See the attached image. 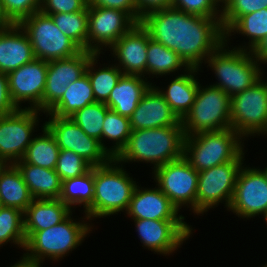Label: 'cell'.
<instances>
[{
	"mask_svg": "<svg viewBox=\"0 0 267 267\" xmlns=\"http://www.w3.org/2000/svg\"><path fill=\"white\" fill-rule=\"evenodd\" d=\"M18 109L10 95L8 75L0 71V116L12 114Z\"/></svg>",
	"mask_w": 267,
	"mask_h": 267,
	"instance_id": "44",
	"label": "cell"
},
{
	"mask_svg": "<svg viewBox=\"0 0 267 267\" xmlns=\"http://www.w3.org/2000/svg\"><path fill=\"white\" fill-rule=\"evenodd\" d=\"M242 152L235 160L198 172V189L196 195V214H202L209 208L226 202L229 208L238 172L243 164Z\"/></svg>",
	"mask_w": 267,
	"mask_h": 267,
	"instance_id": "10",
	"label": "cell"
},
{
	"mask_svg": "<svg viewBox=\"0 0 267 267\" xmlns=\"http://www.w3.org/2000/svg\"><path fill=\"white\" fill-rule=\"evenodd\" d=\"M36 109H18L0 116V157L10 164L22 160L33 138L32 132L38 122Z\"/></svg>",
	"mask_w": 267,
	"mask_h": 267,
	"instance_id": "13",
	"label": "cell"
},
{
	"mask_svg": "<svg viewBox=\"0 0 267 267\" xmlns=\"http://www.w3.org/2000/svg\"><path fill=\"white\" fill-rule=\"evenodd\" d=\"M15 25V23L7 15L2 0H0V30L8 29Z\"/></svg>",
	"mask_w": 267,
	"mask_h": 267,
	"instance_id": "47",
	"label": "cell"
},
{
	"mask_svg": "<svg viewBox=\"0 0 267 267\" xmlns=\"http://www.w3.org/2000/svg\"><path fill=\"white\" fill-rule=\"evenodd\" d=\"M136 24L137 22L125 11L88 7L87 51L100 54V50L103 49L101 47L105 45L104 47L110 48Z\"/></svg>",
	"mask_w": 267,
	"mask_h": 267,
	"instance_id": "14",
	"label": "cell"
},
{
	"mask_svg": "<svg viewBox=\"0 0 267 267\" xmlns=\"http://www.w3.org/2000/svg\"><path fill=\"white\" fill-rule=\"evenodd\" d=\"M24 212L10 207L0 209V246L7 242L24 248L26 235L24 231Z\"/></svg>",
	"mask_w": 267,
	"mask_h": 267,
	"instance_id": "37",
	"label": "cell"
},
{
	"mask_svg": "<svg viewBox=\"0 0 267 267\" xmlns=\"http://www.w3.org/2000/svg\"><path fill=\"white\" fill-rule=\"evenodd\" d=\"M11 267H40V263L24 254L22 260L18 261Z\"/></svg>",
	"mask_w": 267,
	"mask_h": 267,
	"instance_id": "48",
	"label": "cell"
},
{
	"mask_svg": "<svg viewBox=\"0 0 267 267\" xmlns=\"http://www.w3.org/2000/svg\"><path fill=\"white\" fill-rule=\"evenodd\" d=\"M264 218H265L266 223H267V212L265 213Z\"/></svg>",
	"mask_w": 267,
	"mask_h": 267,
	"instance_id": "51",
	"label": "cell"
},
{
	"mask_svg": "<svg viewBox=\"0 0 267 267\" xmlns=\"http://www.w3.org/2000/svg\"><path fill=\"white\" fill-rule=\"evenodd\" d=\"M108 106L102 102L89 104L76 111L69 118L74 121L88 136L100 141L102 148L109 154V149L102 143V130Z\"/></svg>",
	"mask_w": 267,
	"mask_h": 267,
	"instance_id": "34",
	"label": "cell"
},
{
	"mask_svg": "<svg viewBox=\"0 0 267 267\" xmlns=\"http://www.w3.org/2000/svg\"><path fill=\"white\" fill-rule=\"evenodd\" d=\"M86 6L85 0H42L40 11L47 15L71 13L82 11Z\"/></svg>",
	"mask_w": 267,
	"mask_h": 267,
	"instance_id": "42",
	"label": "cell"
},
{
	"mask_svg": "<svg viewBox=\"0 0 267 267\" xmlns=\"http://www.w3.org/2000/svg\"><path fill=\"white\" fill-rule=\"evenodd\" d=\"M92 166L71 150H60L57 159L55 171L61 178L65 180L84 175Z\"/></svg>",
	"mask_w": 267,
	"mask_h": 267,
	"instance_id": "39",
	"label": "cell"
},
{
	"mask_svg": "<svg viewBox=\"0 0 267 267\" xmlns=\"http://www.w3.org/2000/svg\"><path fill=\"white\" fill-rule=\"evenodd\" d=\"M130 118L121 116L113 110H108L104 119L102 140L116 141L114 148H109V155L114 159L126 147L131 135Z\"/></svg>",
	"mask_w": 267,
	"mask_h": 267,
	"instance_id": "36",
	"label": "cell"
},
{
	"mask_svg": "<svg viewBox=\"0 0 267 267\" xmlns=\"http://www.w3.org/2000/svg\"><path fill=\"white\" fill-rule=\"evenodd\" d=\"M47 67L48 62L35 58L7 74L11 98L19 109L22 101H29L28 109L43 111Z\"/></svg>",
	"mask_w": 267,
	"mask_h": 267,
	"instance_id": "16",
	"label": "cell"
},
{
	"mask_svg": "<svg viewBox=\"0 0 267 267\" xmlns=\"http://www.w3.org/2000/svg\"><path fill=\"white\" fill-rule=\"evenodd\" d=\"M166 126H182V124L164 97L155 86H151L143 95L136 110L130 117L131 130Z\"/></svg>",
	"mask_w": 267,
	"mask_h": 267,
	"instance_id": "20",
	"label": "cell"
},
{
	"mask_svg": "<svg viewBox=\"0 0 267 267\" xmlns=\"http://www.w3.org/2000/svg\"><path fill=\"white\" fill-rule=\"evenodd\" d=\"M249 37V51L267 37V8L241 16L226 32L225 39L236 32Z\"/></svg>",
	"mask_w": 267,
	"mask_h": 267,
	"instance_id": "35",
	"label": "cell"
},
{
	"mask_svg": "<svg viewBox=\"0 0 267 267\" xmlns=\"http://www.w3.org/2000/svg\"><path fill=\"white\" fill-rule=\"evenodd\" d=\"M241 139L232 128L185 136L183 156L196 171H204L235 160L243 152Z\"/></svg>",
	"mask_w": 267,
	"mask_h": 267,
	"instance_id": "5",
	"label": "cell"
},
{
	"mask_svg": "<svg viewBox=\"0 0 267 267\" xmlns=\"http://www.w3.org/2000/svg\"><path fill=\"white\" fill-rule=\"evenodd\" d=\"M141 243L160 254L173 253L191 235L192 229L183 220L133 219Z\"/></svg>",
	"mask_w": 267,
	"mask_h": 267,
	"instance_id": "18",
	"label": "cell"
},
{
	"mask_svg": "<svg viewBox=\"0 0 267 267\" xmlns=\"http://www.w3.org/2000/svg\"><path fill=\"white\" fill-rule=\"evenodd\" d=\"M221 26L224 33L243 15L267 8V0H224Z\"/></svg>",
	"mask_w": 267,
	"mask_h": 267,
	"instance_id": "38",
	"label": "cell"
},
{
	"mask_svg": "<svg viewBox=\"0 0 267 267\" xmlns=\"http://www.w3.org/2000/svg\"><path fill=\"white\" fill-rule=\"evenodd\" d=\"M35 59L31 42L19 24L0 30V71L8 74Z\"/></svg>",
	"mask_w": 267,
	"mask_h": 267,
	"instance_id": "22",
	"label": "cell"
},
{
	"mask_svg": "<svg viewBox=\"0 0 267 267\" xmlns=\"http://www.w3.org/2000/svg\"><path fill=\"white\" fill-rule=\"evenodd\" d=\"M71 210L60 199H33L24 211V231L37 232L61 223Z\"/></svg>",
	"mask_w": 267,
	"mask_h": 267,
	"instance_id": "24",
	"label": "cell"
},
{
	"mask_svg": "<svg viewBox=\"0 0 267 267\" xmlns=\"http://www.w3.org/2000/svg\"><path fill=\"white\" fill-rule=\"evenodd\" d=\"M198 70L197 68H188L185 70L187 74H181L172 80L166 91L155 87L180 121L186 116L195 102L199 82L194 78V73Z\"/></svg>",
	"mask_w": 267,
	"mask_h": 267,
	"instance_id": "26",
	"label": "cell"
},
{
	"mask_svg": "<svg viewBox=\"0 0 267 267\" xmlns=\"http://www.w3.org/2000/svg\"><path fill=\"white\" fill-rule=\"evenodd\" d=\"M243 168L238 172L229 209L242 218L264 216L267 212V178L260 169Z\"/></svg>",
	"mask_w": 267,
	"mask_h": 267,
	"instance_id": "15",
	"label": "cell"
},
{
	"mask_svg": "<svg viewBox=\"0 0 267 267\" xmlns=\"http://www.w3.org/2000/svg\"><path fill=\"white\" fill-rule=\"evenodd\" d=\"M198 87L195 102L181 120L185 136L231 128V97L221 88Z\"/></svg>",
	"mask_w": 267,
	"mask_h": 267,
	"instance_id": "6",
	"label": "cell"
},
{
	"mask_svg": "<svg viewBox=\"0 0 267 267\" xmlns=\"http://www.w3.org/2000/svg\"><path fill=\"white\" fill-rule=\"evenodd\" d=\"M150 36L137 23L129 32L121 36L111 47L114 57L118 58L119 66L125 75H138L144 78L147 63V45ZM122 66V69H121Z\"/></svg>",
	"mask_w": 267,
	"mask_h": 267,
	"instance_id": "19",
	"label": "cell"
},
{
	"mask_svg": "<svg viewBox=\"0 0 267 267\" xmlns=\"http://www.w3.org/2000/svg\"><path fill=\"white\" fill-rule=\"evenodd\" d=\"M14 165L20 171L23 181L33 199H59L62 180L55 169H46L19 160Z\"/></svg>",
	"mask_w": 267,
	"mask_h": 267,
	"instance_id": "25",
	"label": "cell"
},
{
	"mask_svg": "<svg viewBox=\"0 0 267 267\" xmlns=\"http://www.w3.org/2000/svg\"><path fill=\"white\" fill-rule=\"evenodd\" d=\"M225 39L206 59L208 66L215 72L219 83L212 86L221 88L230 97L253 86L263 73L260 63L254 58L251 51L243 46L226 50ZM225 48V49H224ZM251 54V55H250Z\"/></svg>",
	"mask_w": 267,
	"mask_h": 267,
	"instance_id": "4",
	"label": "cell"
},
{
	"mask_svg": "<svg viewBox=\"0 0 267 267\" xmlns=\"http://www.w3.org/2000/svg\"><path fill=\"white\" fill-rule=\"evenodd\" d=\"M19 25L27 34L37 59L49 62L69 58L82 51L55 25L50 15L41 11L25 18Z\"/></svg>",
	"mask_w": 267,
	"mask_h": 267,
	"instance_id": "8",
	"label": "cell"
},
{
	"mask_svg": "<svg viewBox=\"0 0 267 267\" xmlns=\"http://www.w3.org/2000/svg\"><path fill=\"white\" fill-rule=\"evenodd\" d=\"M42 127L43 135L32 139L22 160L46 169H55L60 149L50 131Z\"/></svg>",
	"mask_w": 267,
	"mask_h": 267,
	"instance_id": "29",
	"label": "cell"
},
{
	"mask_svg": "<svg viewBox=\"0 0 267 267\" xmlns=\"http://www.w3.org/2000/svg\"><path fill=\"white\" fill-rule=\"evenodd\" d=\"M183 126H166L131 131L126 147L115 157L116 161H144L154 169L183 156Z\"/></svg>",
	"mask_w": 267,
	"mask_h": 267,
	"instance_id": "2",
	"label": "cell"
},
{
	"mask_svg": "<svg viewBox=\"0 0 267 267\" xmlns=\"http://www.w3.org/2000/svg\"><path fill=\"white\" fill-rule=\"evenodd\" d=\"M94 54L92 51L82 50L72 57L48 62L43 93L44 113H47L61 99L70 83L86 73L89 60Z\"/></svg>",
	"mask_w": 267,
	"mask_h": 267,
	"instance_id": "17",
	"label": "cell"
},
{
	"mask_svg": "<svg viewBox=\"0 0 267 267\" xmlns=\"http://www.w3.org/2000/svg\"><path fill=\"white\" fill-rule=\"evenodd\" d=\"M9 165L10 163L6 159L0 157V177Z\"/></svg>",
	"mask_w": 267,
	"mask_h": 267,
	"instance_id": "49",
	"label": "cell"
},
{
	"mask_svg": "<svg viewBox=\"0 0 267 267\" xmlns=\"http://www.w3.org/2000/svg\"><path fill=\"white\" fill-rule=\"evenodd\" d=\"M90 229L87 223L74 222L69 215L61 223L45 230L25 232L24 249L28 251L25 255L38 263H43L45 257L58 260L79 246Z\"/></svg>",
	"mask_w": 267,
	"mask_h": 267,
	"instance_id": "7",
	"label": "cell"
},
{
	"mask_svg": "<svg viewBox=\"0 0 267 267\" xmlns=\"http://www.w3.org/2000/svg\"><path fill=\"white\" fill-rule=\"evenodd\" d=\"M251 52L257 62L267 63V37L259 42Z\"/></svg>",
	"mask_w": 267,
	"mask_h": 267,
	"instance_id": "46",
	"label": "cell"
},
{
	"mask_svg": "<svg viewBox=\"0 0 267 267\" xmlns=\"http://www.w3.org/2000/svg\"><path fill=\"white\" fill-rule=\"evenodd\" d=\"M137 5V23L140 22L141 17L146 13L171 7L172 0H135Z\"/></svg>",
	"mask_w": 267,
	"mask_h": 267,
	"instance_id": "45",
	"label": "cell"
},
{
	"mask_svg": "<svg viewBox=\"0 0 267 267\" xmlns=\"http://www.w3.org/2000/svg\"><path fill=\"white\" fill-rule=\"evenodd\" d=\"M127 214L132 216V219L184 220L159 188L140 190V187L136 186Z\"/></svg>",
	"mask_w": 267,
	"mask_h": 267,
	"instance_id": "21",
	"label": "cell"
},
{
	"mask_svg": "<svg viewBox=\"0 0 267 267\" xmlns=\"http://www.w3.org/2000/svg\"><path fill=\"white\" fill-rule=\"evenodd\" d=\"M97 58H99V53H95L90 58L86 68V73L90 80L96 102L105 103L109 98L110 92L123 75V72L116 66V64L114 67H103L96 71L94 67L97 63Z\"/></svg>",
	"mask_w": 267,
	"mask_h": 267,
	"instance_id": "32",
	"label": "cell"
},
{
	"mask_svg": "<svg viewBox=\"0 0 267 267\" xmlns=\"http://www.w3.org/2000/svg\"><path fill=\"white\" fill-rule=\"evenodd\" d=\"M41 2L42 0H2L7 15L15 24L40 11Z\"/></svg>",
	"mask_w": 267,
	"mask_h": 267,
	"instance_id": "41",
	"label": "cell"
},
{
	"mask_svg": "<svg viewBox=\"0 0 267 267\" xmlns=\"http://www.w3.org/2000/svg\"><path fill=\"white\" fill-rule=\"evenodd\" d=\"M151 86L152 83L146 82L142 76L123 74L105 104L110 110L130 118Z\"/></svg>",
	"mask_w": 267,
	"mask_h": 267,
	"instance_id": "23",
	"label": "cell"
},
{
	"mask_svg": "<svg viewBox=\"0 0 267 267\" xmlns=\"http://www.w3.org/2000/svg\"><path fill=\"white\" fill-rule=\"evenodd\" d=\"M88 7H103L127 12L137 22L135 0H85Z\"/></svg>",
	"mask_w": 267,
	"mask_h": 267,
	"instance_id": "43",
	"label": "cell"
},
{
	"mask_svg": "<svg viewBox=\"0 0 267 267\" xmlns=\"http://www.w3.org/2000/svg\"><path fill=\"white\" fill-rule=\"evenodd\" d=\"M93 89L87 73L70 83L61 99L47 112L58 117H70L76 111L95 103Z\"/></svg>",
	"mask_w": 267,
	"mask_h": 267,
	"instance_id": "27",
	"label": "cell"
},
{
	"mask_svg": "<svg viewBox=\"0 0 267 267\" xmlns=\"http://www.w3.org/2000/svg\"><path fill=\"white\" fill-rule=\"evenodd\" d=\"M55 25L82 50L87 51L88 6L82 11L50 14Z\"/></svg>",
	"mask_w": 267,
	"mask_h": 267,
	"instance_id": "33",
	"label": "cell"
},
{
	"mask_svg": "<svg viewBox=\"0 0 267 267\" xmlns=\"http://www.w3.org/2000/svg\"><path fill=\"white\" fill-rule=\"evenodd\" d=\"M116 164L119 163L112 158L107 164L94 167V197L92 204L84 211V219L103 218L128 210L137 184Z\"/></svg>",
	"mask_w": 267,
	"mask_h": 267,
	"instance_id": "3",
	"label": "cell"
},
{
	"mask_svg": "<svg viewBox=\"0 0 267 267\" xmlns=\"http://www.w3.org/2000/svg\"><path fill=\"white\" fill-rule=\"evenodd\" d=\"M219 3V0H172L171 6L188 14L206 18H221L222 10L217 9V6H220Z\"/></svg>",
	"mask_w": 267,
	"mask_h": 267,
	"instance_id": "40",
	"label": "cell"
},
{
	"mask_svg": "<svg viewBox=\"0 0 267 267\" xmlns=\"http://www.w3.org/2000/svg\"><path fill=\"white\" fill-rule=\"evenodd\" d=\"M220 20L171 6L146 13L139 23L151 39L176 52L189 68L199 69L203 60L225 41Z\"/></svg>",
	"mask_w": 267,
	"mask_h": 267,
	"instance_id": "1",
	"label": "cell"
},
{
	"mask_svg": "<svg viewBox=\"0 0 267 267\" xmlns=\"http://www.w3.org/2000/svg\"><path fill=\"white\" fill-rule=\"evenodd\" d=\"M33 201L22 175L14 164H10L0 177V203L2 207L25 211Z\"/></svg>",
	"mask_w": 267,
	"mask_h": 267,
	"instance_id": "28",
	"label": "cell"
},
{
	"mask_svg": "<svg viewBox=\"0 0 267 267\" xmlns=\"http://www.w3.org/2000/svg\"><path fill=\"white\" fill-rule=\"evenodd\" d=\"M94 197V167L84 175L62 181L59 199L70 209L74 205H82L85 210L92 204Z\"/></svg>",
	"mask_w": 267,
	"mask_h": 267,
	"instance_id": "30",
	"label": "cell"
},
{
	"mask_svg": "<svg viewBox=\"0 0 267 267\" xmlns=\"http://www.w3.org/2000/svg\"><path fill=\"white\" fill-rule=\"evenodd\" d=\"M231 128L241 137L267 133V84L262 78L231 97Z\"/></svg>",
	"mask_w": 267,
	"mask_h": 267,
	"instance_id": "9",
	"label": "cell"
},
{
	"mask_svg": "<svg viewBox=\"0 0 267 267\" xmlns=\"http://www.w3.org/2000/svg\"><path fill=\"white\" fill-rule=\"evenodd\" d=\"M43 125L54 136L60 150H71L86 160L92 167L107 164L112 157L102 148L100 141L88 136L69 117L51 114Z\"/></svg>",
	"mask_w": 267,
	"mask_h": 267,
	"instance_id": "12",
	"label": "cell"
},
{
	"mask_svg": "<svg viewBox=\"0 0 267 267\" xmlns=\"http://www.w3.org/2000/svg\"><path fill=\"white\" fill-rule=\"evenodd\" d=\"M181 67H189L173 50L149 38L147 45L146 73L153 75H168Z\"/></svg>",
	"mask_w": 267,
	"mask_h": 267,
	"instance_id": "31",
	"label": "cell"
},
{
	"mask_svg": "<svg viewBox=\"0 0 267 267\" xmlns=\"http://www.w3.org/2000/svg\"><path fill=\"white\" fill-rule=\"evenodd\" d=\"M154 180L158 188L178 209L185 204L196 213L198 171L182 156L154 169Z\"/></svg>",
	"mask_w": 267,
	"mask_h": 267,
	"instance_id": "11",
	"label": "cell"
},
{
	"mask_svg": "<svg viewBox=\"0 0 267 267\" xmlns=\"http://www.w3.org/2000/svg\"><path fill=\"white\" fill-rule=\"evenodd\" d=\"M262 171H263V173L265 174V176L267 178V167L264 170H262Z\"/></svg>",
	"mask_w": 267,
	"mask_h": 267,
	"instance_id": "50",
	"label": "cell"
}]
</instances>
